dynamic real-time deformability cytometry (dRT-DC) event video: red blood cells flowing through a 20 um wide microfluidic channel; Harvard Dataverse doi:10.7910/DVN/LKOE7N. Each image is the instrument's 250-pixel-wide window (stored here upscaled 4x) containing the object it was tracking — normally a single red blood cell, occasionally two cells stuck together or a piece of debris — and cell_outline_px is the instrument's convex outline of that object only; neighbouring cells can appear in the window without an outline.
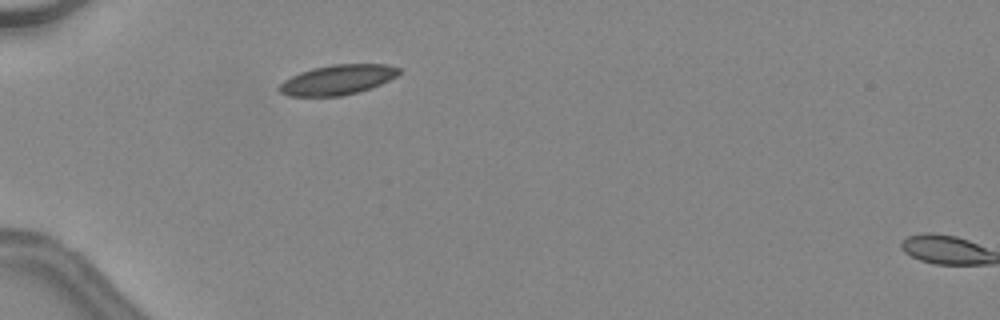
{"species": "common noctule bat (a hibernating species)", "species_latin": "Nyctalus noctula", "temperature_condition": "warm", "stored_images_in_passage": 3, "camera_frame_rate_fps": 3000, "um_per_image_px": 0.085, "animal": {"sex": "female", "body_mass_g": 24.6, "forearm_length_mm": 56.2}, "frame": {"image": 1, "passage_image": 2, "time_ms": 0.333, "image_size_px": [1000, 320], "cell_outline_px": [[400, 72], [396, 76], [380, 84], [356, 92], [340, 96], [288, 96], [280, 92], [276, 88], [284, 80], [300, 72], [312, 68], [332, 64], [388, 64], [400, 68]], "centroid_in_image_um": [28.66, 6.77], "position_along_channel_um": 56.3, "area_um2": 20.75}}